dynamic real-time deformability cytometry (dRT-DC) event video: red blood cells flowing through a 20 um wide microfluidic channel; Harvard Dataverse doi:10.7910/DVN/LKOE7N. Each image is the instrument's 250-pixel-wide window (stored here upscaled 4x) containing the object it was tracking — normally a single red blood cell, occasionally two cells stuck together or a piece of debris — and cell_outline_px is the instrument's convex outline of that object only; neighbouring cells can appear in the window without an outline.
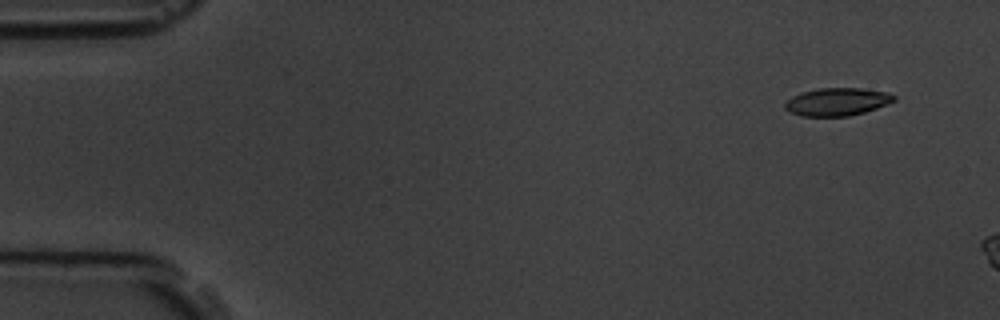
{"species": "common noctule bat (a hibernating species)", "species_latin": "Nyctalus noctula", "temperature_condition": "room temperature", "stored_images_in_passage": 3, "camera_frame_rate_fps": 3000, "um_per_image_px": 0.085, "animal": {"sex": "male", "body_mass_g": 19.5, "forearm_length_mm": 54.6}, "frame": {"image": 1, "passage_image": 1, "time_ms": 0.0, "image_size_px": [1000, 320], "cell_outline_px": [[896, 100], [888, 104], [864, 112], [848, 116], [800, 116], [784, 108], [784, 104], [792, 96], [800, 92], [820, 88], [860, 88], [888, 92], [896, 96]], "centroid_in_image_um": [71.17, 8.64], "position_along_channel_um": 13.8, "area_um2": 17.69}}